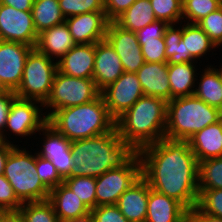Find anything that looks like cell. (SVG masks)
Instances as JSON below:
<instances>
[{
  "mask_svg": "<svg viewBox=\"0 0 222 222\" xmlns=\"http://www.w3.org/2000/svg\"><path fill=\"white\" fill-rule=\"evenodd\" d=\"M145 96L171 100L167 63L145 62L136 72Z\"/></svg>",
  "mask_w": 222,
  "mask_h": 222,
  "instance_id": "18",
  "label": "cell"
},
{
  "mask_svg": "<svg viewBox=\"0 0 222 222\" xmlns=\"http://www.w3.org/2000/svg\"><path fill=\"white\" fill-rule=\"evenodd\" d=\"M34 47L0 40V86L15 92L22 80L26 59Z\"/></svg>",
  "mask_w": 222,
  "mask_h": 222,
  "instance_id": "13",
  "label": "cell"
},
{
  "mask_svg": "<svg viewBox=\"0 0 222 222\" xmlns=\"http://www.w3.org/2000/svg\"><path fill=\"white\" fill-rule=\"evenodd\" d=\"M206 67L203 74H200V82H197L194 95L222 111V80L213 66Z\"/></svg>",
  "mask_w": 222,
  "mask_h": 222,
  "instance_id": "28",
  "label": "cell"
},
{
  "mask_svg": "<svg viewBox=\"0 0 222 222\" xmlns=\"http://www.w3.org/2000/svg\"><path fill=\"white\" fill-rule=\"evenodd\" d=\"M48 201L52 204L60 222L84 216L91 211L64 183L50 190Z\"/></svg>",
  "mask_w": 222,
  "mask_h": 222,
  "instance_id": "23",
  "label": "cell"
},
{
  "mask_svg": "<svg viewBox=\"0 0 222 222\" xmlns=\"http://www.w3.org/2000/svg\"><path fill=\"white\" fill-rule=\"evenodd\" d=\"M183 15L187 23H197L222 6V0H182ZM188 19V20H187Z\"/></svg>",
  "mask_w": 222,
  "mask_h": 222,
  "instance_id": "34",
  "label": "cell"
},
{
  "mask_svg": "<svg viewBox=\"0 0 222 222\" xmlns=\"http://www.w3.org/2000/svg\"><path fill=\"white\" fill-rule=\"evenodd\" d=\"M199 193L203 189H222V157L199 162Z\"/></svg>",
  "mask_w": 222,
  "mask_h": 222,
  "instance_id": "31",
  "label": "cell"
},
{
  "mask_svg": "<svg viewBox=\"0 0 222 222\" xmlns=\"http://www.w3.org/2000/svg\"><path fill=\"white\" fill-rule=\"evenodd\" d=\"M65 22L76 44H95L105 39L110 21L105 11H95L68 17Z\"/></svg>",
  "mask_w": 222,
  "mask_h": 222,
  "instance_id": "15",
  "label": "cell"
},
{
  "mask_svg": "<svg viewBox=\"0 0 222 222\" xmlns=\"http://www.w3.org/2000/svg\"><path fill=\"white\" fill-rule=\"evenodd\" d=\"M156 20L150 0H136L114 22L123 29L137 32Z\"/></svg>",
  "mask_w": 222,
  "mask_h": 222,
  "instance_id": "27",
  "label": "cell"
},
{
  "mask_svg": "<svg viewBox=\"0 0 222 222\" xmlns=\"http://www.w3.org/2000/svg\"><path fill=\"white\" fill-rule=\"evenodd\" d=\"M136 0H104L105 14L109 21H114Z\"/></svg>",
  "mask_w": 222,
  "mask_h": 222,
  "instance_id": "43",
  "label": "cell"
},
{
  "mask_svg": "<svg viewBox=\"0 0 222 222\" xmlns=\"http://www.w3.org/2000/svg\"><path fill=\"white\" fill-rule=\"evenodd\" d=\"M198 162L222 157V123L208 125L188 139Z\"/></svg>",
  "mask_w": 222,
  "mask_h": 222,
  "instance_id": "24",
  "label": "cell"
},
{
  "mask_svg": "<svg viewBox=\"0 0 222 222\" xmlns=\"http://www.w3.org/2000/svg\"><path fill=\"white\" fill-rule=\"evenodd\" d=\"M167 101L143 95L115 121L121 139L136 152L165 137Z\"/></svg>",
  "mask_w": 222,
  "mask_h": 222,
  "instance_id": "3",
  "label": "cell"
},
{
  "mask_svg": "<svg viewBox=\"0 0 222 222\" xmlns=\"http://www.w3.org/2000/svg\"><path fill=\"white\" fill-rule=\"evenodd\" d=\"M56 72L57 62L34 48L26 59L16 96L44 104L50 96Z\"/></svg>",
  "mask_w": 222,
  "mask_h": 222,
  "instance_id": "7",
  "label": "cell"
},
{
  "mask_svg": "<svg viewBox=\"0 0 222 222\" xmlns=\"http://www.w3.org/2000/svg\"><path fill=\"white\" fill-rule=\"evenodd\" d=\"M75 45L69 27L64 21L39 33L35 48L49 58L56 59L57 62Z\"/></svg>",
  "mask_w": 222,
  "mask_h": 222,
  "instance_id": "22",
  "label": "cell"
},
{
  "mask_svg": "<svg viewBox=\"0 0 222 222\" xmlns=\"http://www.w3.org/2000/svg\"><path fill=\"white\" fill-rule=\"evenodd\" d=\"M90 209L96 207V178L87 176L68 177L63 180Z\"/></svg>",
  "mask_w": 222,
  "mask_h": 222,
  "instance_id": "32",
  "label": "cell"
},
{
  "mask_svg": "<svg viewBox=\"0 0 222 222\" xmlns=\"http://www.w3.org/2000/svg\"><path fill=\"white\" fill-rule=\"evenodd\" d=\"M42 111L44 110L41 102L16 97L11 103V108L7 116L6 127L4 132L0 135V141L10 144L12 143V141L7 139V135L5 133L7 129L15 134V136L17 135L22 137L40 132L41 128L48 120Z\"/></svg>",
  "mask_w": 222,
  "mask_h": 222,
  "instance_id": "10",
  "label": "cell"
},
{
  "mask_svg": "<svg viewBox=\"0 0 222 222\" xmlns=\"http://www.w3.org/2000/svg\"><path fill=\"white\" fill-rule=\"evenodd\" d=\"M196 66L193 63L168 64V78L171 88V99L194 95Z\"/></svg>",
  "mask_w": 222,
  "mask_h": 222,
  "instance_id": "26",
  "label": "cell"
},
{
  "mask_svg": "<svg viewBox=\"0 0 222 222\" xmlns=\"http://www.w3.org/2000/svg\"><path fill=\"white\" fill-rule=\"evenodd\" d=\"M149 184L141 177L118 199L116 205L129 222H145Z\"/></svg>",
  "mask_w": 222,
  "mask_h": 222,
  "instance_id": "20",
  "label": "cell"
},
{
  "mask_svg": "<svg viewBox=\"0 0 222 222\" xmlns=\"http://www.w3.org/2000/svg\"><path fill=\"white\" fill-rule=\"evenodd\" d=\"M36 169L39 179L49 190L63 183V179L56 171V168L52 162L46 158L38 156L37 152Z\"/></svg>",
  "mask_w": 222,
  "mask_h": 222,
  "instance_id": "40",
  "label": "cell"
},
{
  "mask_svg": "<svg viewBox=\"0 0 222 222\" xmlns=\"http://www.w3.org/2000/svg\"><path fill=\"white\" fill-rule=\"evenodd\" d=\"M218 48L222 46V6L196 23Z\"/></svg>",
  "mask_w": 222,
  "mask_h": 222,
  "instance_id": "39",
  "label": "cell"
},
{
  "mask_svg": "<svg viewBox=\"0 0 222 222\" xmlns=\"http://www.w3.org/2000/svg\"><path fill=\"white\" fill-rule=\"evenodd\" d=\"M181 40L183 63L195 64V62L200 60L201 57L203 58L207 52L209 53L210 50L216 48L208 35L196 23H186V25H183Z\"/></svg>",
  "mask_w": 222,
  "mask_h": 222,
  "instance_id": "25",
  "label": "cell"
},
{
  "mask_svg": "<svg viewBox=\"0 0 222 222\" xmlns=\"http://www.w3.org/2000/svg\"><path fill=\"white\" fill-rule=\"evenodd\" d=\"M47 122L71 142L106 134L115 128L102 95L86 104L56 110Z\"/></svg>",
  "mask_w": 222,
  "mask_h": 222,
  "instance_id": "4",
  "label": "cell"
},
{
  "mask_svg": "<svg viewBox=\"0 0 222 222\" xmlns=\"http://www.w3.org/2000/svg\"><path fill=\"white\" fill-rule=\"evenodd\" d=\"M221 111L195 95L176 97L167 103L165 137L188 140L196 132L220 121Z\"/></svg>",
  "mask_w": 222,
  "mask_h": 222,
  "instance_id": "5",
  "label": "cell"
},
{
  "mask_svg": "<svg viewBox=\"0 0 222 222\" xmlns=\"http://www.w3.org/2000/svg\"><path fill=\"white\" fill-rule=\"evenodd\" d=\"M124 73L121 60L114 48L104 39L95 43L93 80L102 91Z\"/></svg>",
  "mask_w": 222,
  "mask_h": 222,
  "instance_id": "16",
  "label": "cell"
},
{
  "mask_svg": "<svg viewBox=\"0 0 222 222\" xmlns=\"http://www.w3.org/2000/svg\"><path fill=\"white\" fill-rule=\"evenodd\" d=\"M58 2L65 18L95 11H105L104 0H58Z\"/></svg>",
  "mask_w": 222,
  "mask_h": 222,
  "instance_id": "37",
  "label": "cell"
},
{
  "mask_svg": "<svg viewBox=\"0 0 222 222\" xmlns=\"http://www.w3.org/2000/svg\"><path fill=\"white\" fill-rule=\"evenodd\" d=\"M38 35L32 11L16 10L0 4V40L20 42L35 48Z\"/></svg>",
  "mask_w": 222,
  "mask_h": 222,
  "instance_id": "12",
  "label": "cell"
},
{
  "mask_svg": "<svg viewBox=\"0 0 222 222\" xmlns=\"http://www.w3.org/2000/svg\"><path fill=\"white\" fill-rule=\"evenodd\" d=\"M105 39L118 54L124 72L136 73L145 63L136 32L123 29L110 21Z\"/></svg>",
  "mask_w": 222,
  "mask_h": 222,
  "instance_id": "14",
  "label": "cell"
},
{
  "mask_svg": "<svg viewBox=\"0 0 222 222\" xmlns=\"http://www.w3.org/2000/svg\"><path fill=\"white\" fill-rule=\"evenodd\" d=\"M137 153L142 163V177L152 189L176 199L188 211L197 205L199 162L188 140L164 137Z\"/></svg>",
  "mask_w": 222,
  "mask_h": 222,
  "instance_id": "1",
  "label": "cell"
},
{
  "mask_svg": "<svg viewBox=\"0 0 222 222\" xmlns=\"http://www.w3.org/2000/svg\"><path fill=\"white\" fill-rule=\"evenodd\" d=\"M16 94L10 90L0 91V135L4 132L7 123L11 103L16 98Z\"/></svg>",
  "mask_w": 222,
  "mask_h": 222,
  "instance_id": "44",
  "label": "cell"
},
{
  "mask_svg": "<svg viewBox=\"0 0 222 222\" xmlns=\"http://www.w3.org/2000/svg\"><path fill=\"white\" fill-rule=\"evenodd\" d=\"M94 222H129L116 204L100 205L90 211Z\"/></svg>",
  "mask_w": 222,
  "mask_h": 222,
  "instance_id": "41",
  "label": "cell"
},
{
  "mask_svg": "<svg viewBox=\"0 0 222 222\" xmlns=\"http://www.w3.org/2000/svg\"><path fill=\"white\" fill-rule=\"evenodd\" d=\"M19 211L24 222H60L48 200L23 203Z\"/></svg>",
  "mask_w": 222,
  "mask_h": 222,
  "instance_id": "33",
  "label": "cell"
},
{
  "mask_svg": "<svg viewBox=\"0 0 222 222\" xmlns=\"http://www.w3.org/2000/svg\"><path fill=\"white\" fill-rule=\"evenodd\" d=\"M142 177V163L136 153L125 165L96 177V207L116 204L119 197Z\"/></svg>",
  "mask_w": 222,
  "mask_h": 222,
  "instance_id": "9",
  "label": "cell"
},
{
  "mask_svg": "<svg viewBox=\"0 0 222 222\" xmlns=\"http://www.w3.org/2000/svg\"><path fill=\"white\" fill-rule=\"evenodd\" d=\"M189 211L176 199L168 197L149 186L145 222H182Z\"/></svg>",
  "mask_w": 222,
  "mask_h": 222,
  "instance_id": "21",
  "label": "cell"
},
{
  "mask_svg": "<svg viewBox=\"0 0 222 222\" xmlns=\"http://www.w3.org/2000/svg\"><path fill=\"white\" fill-rule=\"evenodd\" d=\"M34 0H0V4L12 6L16 10L32 11Z\"/></svg>",
  "mask_w": 222,
  "mask_h": 222,
  "instance_id": "46",
  "label": "cell"
},
{
  "mask_svg": "<svg viewBox=\"0 0 222 222\" xmlns=\"http://www.w3.org/2000/svg\"><path fill=\"white\" fill-rule=\"evenodd\" d=\"M196 206L203 213L222 218V189H203Z\"/></svg>",
  "mask_w": 222,
  "mask_h": 222,
  "instance_id": "38",
  "label": "cell"
},
{
  "mask_svg": "<svg viewBox=\"0 0 222 222\" xmlns=\"http://www.w3.org/2000/svg\"><path fill=\"white\" fill-rule=\"evenodd\" d=\"M0 205L5 211L19 210L22 206L14 193L13 187L3 174L0 175Z\"/></svg>",
  "mask_w": 222,
  "mask_h": 222,
  "instance_id": "42",
  "label": "cell"
},
{
  "mask_svg": "<svg viewBox=\"0 0 222 222\" xmlns=\"http://www.w3.org/2000/svg\"><path fill=\"white\" fill-rule=\"evenodd\" d=\"M199 222H222V218L203 213L197 206L189 211Z\"/></svg>",
  "mask_w": 222,
  "mask_h": 222,
  "instance_id": "47",
  "label": "cell"
},
{
  "mask_svg": "<svg viewBox=\"0 0 222 222\" xmlns=\"http://www.w3.org/2000/svg\"><path fill=\"white\" fill-rule=\"evenodd\" d=\"M220 122L222 123V111H221V114H220Z\"/></svg>",
  "mask_w": 222,
  "mask_h": 222,
  "instance_id": "54",
  "label": "cell"
},
{
  "mask_svg": "<svg viewBox=\"0 0 222 222\" xmlns=\"http://www.w3.org/2000/svg\"><path fill=\"white\" fill-rule=\"evenodd\" d=\"M95 44H76L57 61V70L68 76L93 79Z\"/></svg>",
  "mask_w": 222,
  "mask_h": 222,
  "instance_id": "17",
  "label": "cell"
},
{
  "mask_svg": "<svg viewBox=\"0 0 222 222\" xmlns=\"http://www.w3.org/2000/svg\"><path fill=\"white\" fill-rule=\"evenodd\" d=\"M29 152L12 143L3 173L22 204L48 200L50 193L38 177L36 153Z\"/></svg>",
  "mask_w": 222,
  "mask_h": 222,
  "instance_id": "6",
  "label": "cell"
},
{
  "mask_svg": "<svg viewBox=\"0 0 222 222\" xmlns=\"http://www.w3.org/2000/svg\"><path fill=\"white\" fill-rule=\"evenodd\" d=\"M70 177H99L125 165L137 152L119 136L116 127L98 136L71 142Z\"/></svg>",
  "mask_w": 222,
  "mask_h": 222,
  "instance_id": "2",
  "label": "cell"
},
{
  "mask_svg": "<svg viewBox=\"0 0 222 222\" xmlns=\"http://www.w3.org/2000/svg\"><path fill=\"white\" fill-rule=\"evenodd\" d=\"M11 152V144L0 141V175L4 173L7 158Z\"/></svg>",
  "mask_w": 222,
  "mask_h": 222,
  "instance_id": "49",
  "label": "cell"
},
{
  "mask_svg": "<svg viewBox=\"0 0 222 222\" xmlns=\"http://www.w3.org/2000/svg\"><path fill=\"white\" fill-rule=\"evenodd\" d=\"M155 18L168 24L182 22V0H150Z\"/></svg>",
  "mask_w": 222,
  "mask_h": 222,
  "instance_id": "36",
  "label": "cell"
},
{
  "mask_svg": "<svg viewBox=\"0 0 222 222\" xmlns=\"http://www.w3.org/2000/svg\"><path fill=\"white\" fill-rule=\"evenodd\" d=\"M111 117L116 121L144 95L136 73L124 72L101 91Z\"/></svg>",
  "mask_w": 222,
  "mask_h": 222,
  "instance_id": "11",
  "label": "cell"
},
{
  "mask_svg": "<svg viewBox=\"0 0 222 222\" xmlns=\"http://www.w3.org/2000/svg\"><path fill=\"white\" fill-rule=\"evenodd\" d=\"M169 24L156 20L136 32L145 62L167 63L164 33Z\"/></svg>",
  "mask_w": 222,
  "mask_h": 222,
  "instance_id": "19",
  "label": "cell"
},
{
  "mask_svg": "<svg viewBox=\"0 0 222 222\" xmlns=\"http://www.w3.org/2000/svg\"><path fill=\"white\" fill-rule=\"evenodd\" d=\"M67 222H94V218L92 216V213L89 212L88 214L84 216L68 220Z\"/></svg>",
  "mask_w": 222,
  "mask_h": 222,
  "instance_id": "50",
  "label": "cell"
},
{
  "mask_svg": "<svg viewBox=\"0 0 222 222\" xmlns=\"http://www.w3.org/2000/svg\"><path fill=\"white\" fill-rule=\"evenodd\" d=\"M182 222H199L190 212H188L182 219Z\"/></svg>",
  "mask_w": 222,
  "mask_h": 222,
  "instance_id": "51",
  "label": "cell"
},
{
  "mask_svg": "<svg viewBox=\"0 0 222 222\" xmlns=\"http://www.w3.org/2000/svg\"><path fill=\"white\" fill-rule=\"evenodd\" d=\"M40 132H43L46 140L43 138V148L37 151L38 156L49 160L52 156L72 155L71 141L48 122L41 128Z\"/></svg>",
  "mask_w": 222,
  "mask_h": 222,
  "instance_id": "30",
  "label": "cell"
},
{
  "mask_svg": "<svg viewBox=\"0 0 222 222\" xmlns=\"http://www.w3.org/2000/svg\"><path fill=\"white\" fill-rule=\"evenodd\" d=\"M49 160L63 180L70 177L71 167L73 166L72 155L52 156Z\"/></svg>",
  "mask_w": 222,
  "mask_h": 222,
  "instance_id": "45",
  "label": "cell"
},
{
  "mask_svg": "<svg viewBox=\"0 0 222 222\" xmlns=\"http://www.w3.org/2000/svg\"><path fill=\"white\" fill-rule=\"evenodd\" d=\"M100 95L93 79L72 77L57 70L50 96L43 104L44 110L51 111L44 113L48 119L56 110L89 103Z\"/></svg>",
  "mask_w": 222,
  "mask_h": 222,
  "instance_id": "8",
  "label": "cell"
},
{
  "mask_svg": "<svg viewBox=\"0 0 222 222\" xmlns=\"http://www.w3.org/2000/svg\"><path fill=\"white\" fill-rule=\"evenodd\" d=\"M0 222H24L19 210H7L0 215Z\"/></svg>",
  "mask_w": 222,
  "mask_h": 222,
  "instance_id": "48",
  "label": "cell"
},
{
  "mask_svg": "<svg viewBox=\"0 0 222 222\" xmlns=\"http://www.w3.org/2000/svg\"><path fill=\"white\" fill-rule=\"evenodd\" d=\"M32 17L38 34L66 20L58 0H34Z\"/></svg>",
  "mask_w": 222,
  "mask_h": 222,
  "instance_id": "29",
  "label": "cell"
},
{
  "mask_svg": "<svg viewBox=\"0 0 222 222\" xmlns=\"http://www.w3.org/2000/svg\"><path fill=\"white\" fill-rule=\"evenodd\" d=\"M5 210L2 208V206L0 205V215L4 212Z\"/></svg>",
  "mask_w": 222,
  "mask_h": 222,
  "instance_id": "53",
  "label": "cell"
},
{
  "mask_svg": "<svg viewBox=\"0 0 222 222\" xmlns=\"http://www.w3.org/2000/svg\"><path fill=\"white\" fill-rule=\"evenodd\" d=\"M182 32L181 28L175 24H169L164 33V43L166 45V59L167 64L183 63V49H182Z\"/></svg>",
  "mask_w": 222,
  "mask_h": 222,
  "instance_id": "35",
  "label": "cell"
},
{
  "mask_svg": "<svg viewBox=\"0 0 222 222\" xmlns=\"http://www.w3.org/2000/svg\"><path fill=\"white\" fill-rule=\"evenodd\" d=\"M215 69H216V71L219 73L220 78H221V80H222V65H221V67L219 66V69H217V68H215Z\"/></svg>",
  "mask_w": 222,
  "mask_h": 222,
  "instance_id": "52",
  "label": "cell"
}]
</instances>
